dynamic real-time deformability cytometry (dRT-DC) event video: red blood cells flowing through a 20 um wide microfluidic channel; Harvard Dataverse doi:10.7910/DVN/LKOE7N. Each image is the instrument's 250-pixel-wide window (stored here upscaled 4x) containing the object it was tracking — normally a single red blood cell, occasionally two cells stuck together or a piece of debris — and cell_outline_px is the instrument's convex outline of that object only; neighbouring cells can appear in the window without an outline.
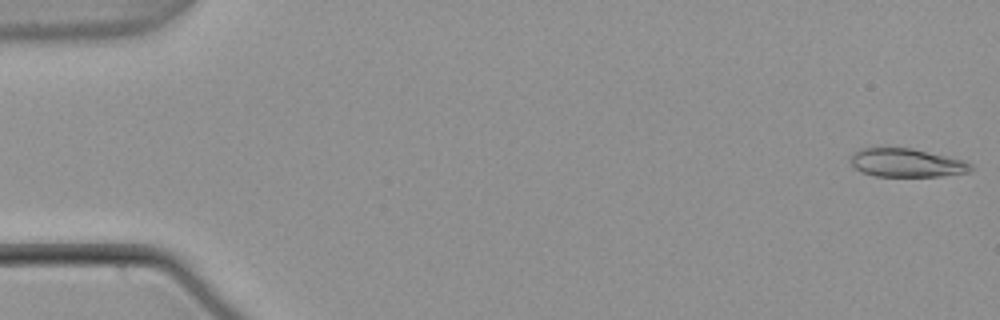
{"species": "common noctule bat (a hibernating species)", "species_latin": "Nyctalus noctula", "temperature_condition": "warm", "stored_images_in_passage": 54, "camera_frame_rate_fps": 3000, "um_per_image_px": 0.085, "animal": {"sex": "male", "body_mass_g": 21.5, "forearm_length_mm": 52.0}, "frame": {"image": 1, "passage_image": 1, "time_ms": 0.0, "image_size_px": [1000, 320], "cell_outline_px": [[976, 168], [968, 172], [940, 176], [876, 176], [860, 172], [852, 164], [852, 152], [860, 148], [912, 148], [948, 156], [964, 160], [972, 164]], "centroid_in_image_um": [77.09, 13.84], "position_along_channel_um": 7.9, "area_um2": 20.0}}
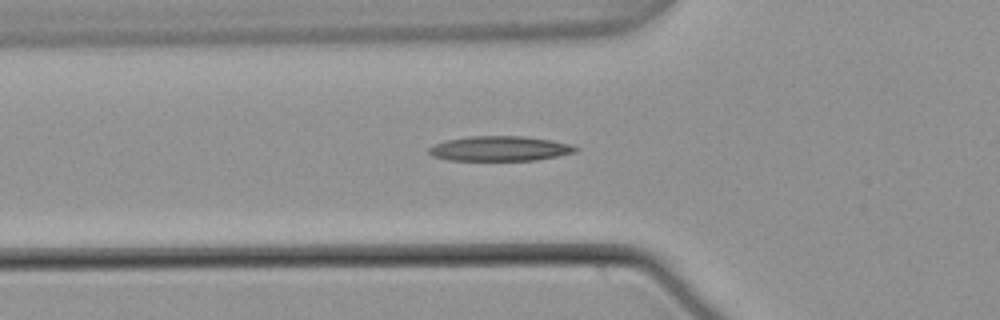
{"frame": {"image": 2, "passage_image": 19, "time_ms": 6.0, "image_size_px": [1000, 320], "cell_outline_px": [[580, 148], [576, 152], [536, 160], [448, 160], [432, 156], [428, 152], [428, 148], [432, 144], [444, 140], [468, 136], [524, 136], [552, 140], [572, 144]], "centroid_in_image_um": [42.46, 12.62], "position_along_channel_um": 83.3, "area_um2": 21.5}}
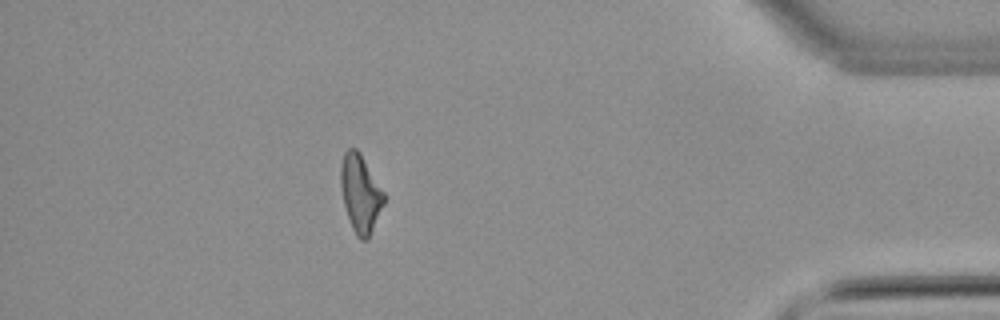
{"frame": {"image": 3, "passage_image": 48, "time_ms": 15.667, "image_size_px": [1000, 320], "cell_outline_px": [[384, 204], [368, 240], [360, 240], [356, 236], [352, 228], [344, 204], [340, 188], [340, 164], [344, 152], [348, 148], [356, 148], [360, 152], [384, 192]], "centroid_in_image_um": [30.62, 16.44], "position_along_channel_um": 404.6, "area_um2": 19.65}, "authors_computed_cell_mechanics": {"area_um2": 20.0566, "velocity_mm_per_s": 3.7948, "shape_relaxation_time_tau1_ms": null, "shape_relaxation_time_tau2_ms": 10.5551, "deformation_change_tau1": null, "deformation_change_tau2": 0.2717}}